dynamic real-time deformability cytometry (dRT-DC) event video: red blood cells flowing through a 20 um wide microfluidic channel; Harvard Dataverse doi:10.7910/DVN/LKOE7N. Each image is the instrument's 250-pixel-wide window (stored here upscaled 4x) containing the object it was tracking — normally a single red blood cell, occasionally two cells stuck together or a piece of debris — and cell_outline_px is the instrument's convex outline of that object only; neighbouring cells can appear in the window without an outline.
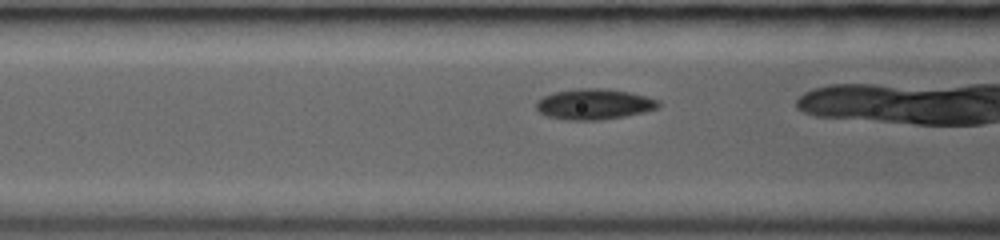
{"species": "common noctule bat (a hibernating species)", "species_latin": "Nyctalus noctula", "temperature_condition": "room temperature", "stored_images_in_passage": 30, "camera_frame_rate_fps": 3000, "um_per_image_px": 0.085, "animal": {"sex": "female", "body_mass_g": 19.0, "forearm_length_mm": 53.3}, "frame": {"image": 1, "passage_image": 11, "time_ms": 3.333, "image_size_px": [1000, 240], "cell_outline_px": [[660, 108], [644, 112], [624, 116], [600, 120], [568, 120], [544, 116], [536, 108], [536, 100], [552, 92], [576, 88], [600, 88], [628, 92], [660, 100]], "centroid_in_image_um": [50.47, 8.86], "position_along_channel_um": 116.1, "area_um2": 21.96}}
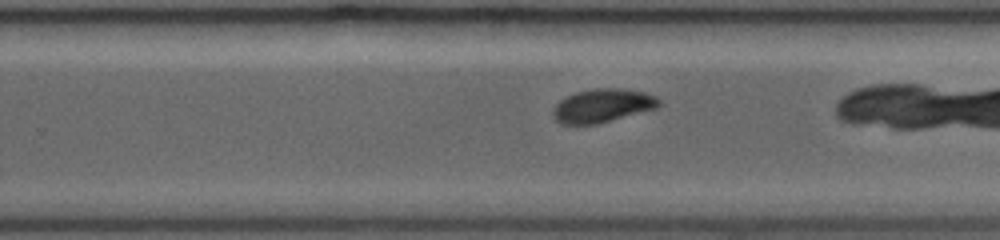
{"frame": {"image": 2, "passage_image": 22, "time_ms": 7.0, "image_size_px": [1000, 240], "cell_outline_px": [[660, 104], [656, 108], [596, 124], [560, 124], [552, 116], [552, 108], [560, 100], [576, 92], [592, 88], [620, 88], [644, 92], [656, 96], [660, 100]], "centroid_in_image_um": [51.18, 8.97], "position_along_channel_um": 278.6, "area_um2": 20.63}}
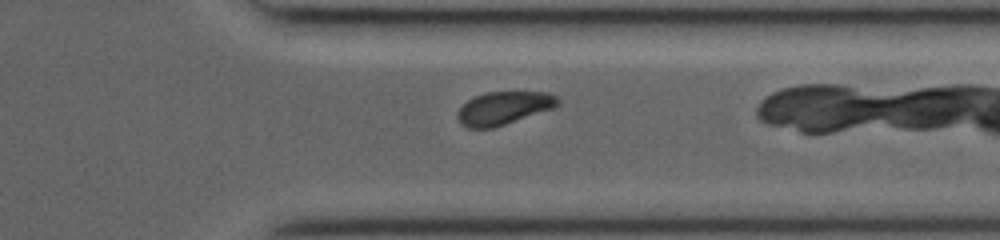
{"frame": {"image": 3, "passage_image": 28, "time_ms": 9.0, "image_size_px": [1000, 240], "cell_outline_px": [[560, 104], [552, 108], [492, 128], [468, 128], [460, 124], [456, 116], [456, 112], [468, 100], [476, 96], [488, 92], [548, 92], [556, 96], [560, 100]], "centroid_in_image_um": [42.79, 9.18], "position_along_channel_um": 368.6, "area_um2": 19.07}}